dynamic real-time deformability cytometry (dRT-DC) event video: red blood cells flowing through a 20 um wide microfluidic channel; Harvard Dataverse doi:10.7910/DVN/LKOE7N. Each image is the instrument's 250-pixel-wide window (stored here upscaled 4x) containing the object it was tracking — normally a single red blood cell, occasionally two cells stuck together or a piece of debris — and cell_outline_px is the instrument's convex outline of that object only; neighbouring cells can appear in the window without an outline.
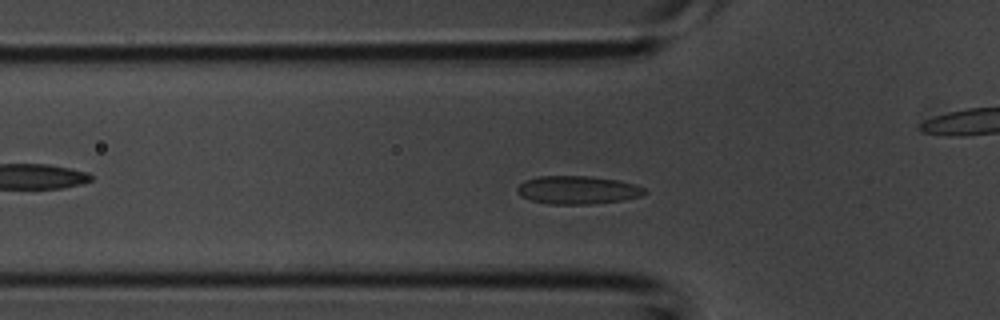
{"species": "common noctule bat (a hibernating species)", "species_latin": "Nyctalus noctula", "temperature_condition": "room temperature", "stored_images_in_passage": 39, "camera_frame_rate_fps": 3000, "um_per_image_px": 0.085, "animal": {"sex": "male", "body_mass_g": 20.1, "forearm_length_mm": 53.5}, "frame": {"image": 1, "passage_image": 9, "time_ms": 2.667, "image_size_px": [1000, 320], "cell_outline_px": [[648, 192], [640, 196], [624, 200], [588, 204], [548, 204], [532, 200], [520, 196], [516, 192], [516, 188], [524, 180], [540, 176], [592, 176], [620, 180], [636, 184], [644, 188]], "centroid_in_image_um": [49.1, 16.14], "position_along_channel_um": 76.7, "area_um2": 21.1}}
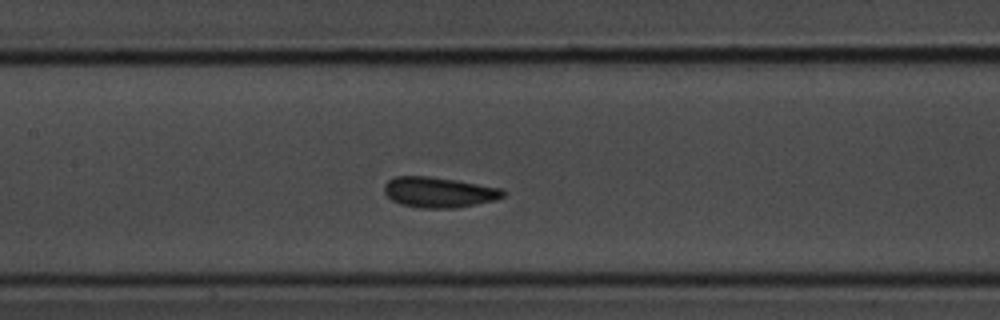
{"frame": {"image": 2, "passage_image": 15, "time_ms": 4.667, "image_size_px": [1000, 320], "cell_outline_px": [[504, 196], [496, 200], [456, 208], [420, 208], [400, 204], [392, 200], [384, 192], [384, 184], [388, 180], [396, 176], [428, 176], [456, 180], [500, 188], [504, 192]], "centroid_in_image_um": [37.28, 16.34], "position_along_channel_um": 170.1, "area_um2": 21.04}}
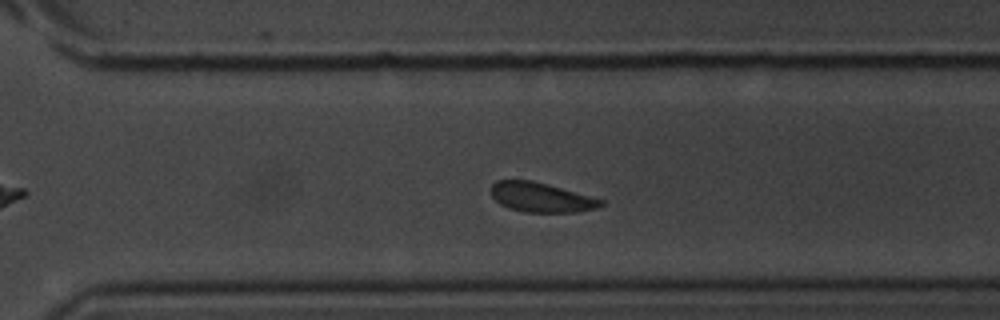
{"frame": {"image": 3, "passage_image": 25, "time_ms": 8.0, "image_size_px": [1000, 320], "cell_outline_px": [[604, 204], [596, 208], [576, 212], [524, 212], [508, 208], [500, 204], [492, 196], [492, 184], [496, 180], [532, 180], [548, 184], [604, 200]], "centroid_in_image_um": [45.98, 16.77], "position_along_channel_um": 324.6, "area_um2": 18.84}}